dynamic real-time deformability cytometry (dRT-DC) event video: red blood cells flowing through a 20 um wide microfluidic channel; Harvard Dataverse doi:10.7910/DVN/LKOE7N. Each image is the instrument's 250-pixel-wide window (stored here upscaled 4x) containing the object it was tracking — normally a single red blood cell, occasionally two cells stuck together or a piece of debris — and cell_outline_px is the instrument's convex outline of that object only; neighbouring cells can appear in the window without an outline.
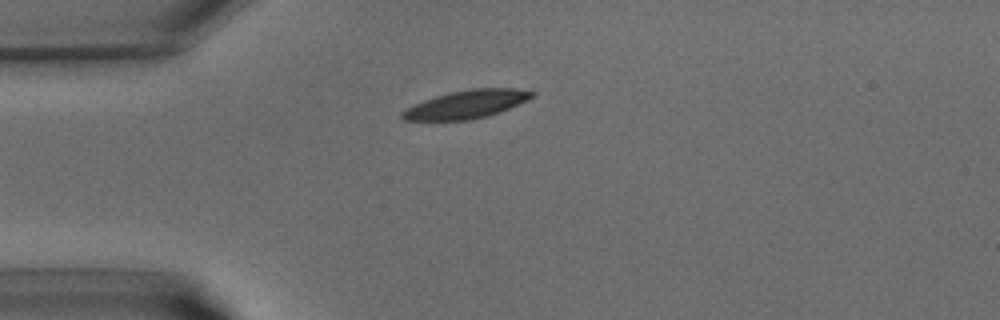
{"species": "common noctule bat (a hibernating species)", "species_latin": "Nyctalus noctula", "temperature_condition": "warm", "stored_images_in_passage": 31, "camera_frame_rate_fps": 3000, "um_per_image_px": 0.085, "animal": {"sex": "male", "body_mass_g": 15.6}, "frame": {"image": 1, "passage_image": 1, "time_ms": 0.0, "image_size_px": [1000, 320], "cell_outline_px": [[536, 96], [528, 100], [500, 112], [488, 116], [468, 120], [404, 120], [400, 116], [400, 112], [424, 100], [436, 96], [452, 92], [472, 88], [516, 88], [536, 92]], "centroid_in_image_um": [39.71, 8.86], "position_along_channel_um": 45.3, "area_um2": 21.21}}
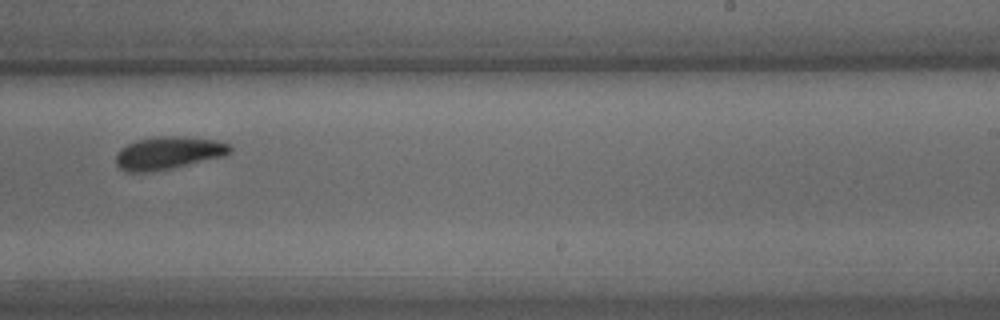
{"frame": {"image": 2, "passage_image": 16, "time_ms": 5.0, "image_size_px": [1000, 320], "cell_outline_px": [[232, 152], [224, 156], [172, 168], [148, 172], [128, 172], [120, 168], [116, 164], [116, 152], [120, 148], [136, 140], [160, 136], [184, 136], [216, 140], [232, 144]], "centroid_in_image_um": [14.33, 12.99], "position_along_channel_um": 274.7, "area_um2": 21.91}}
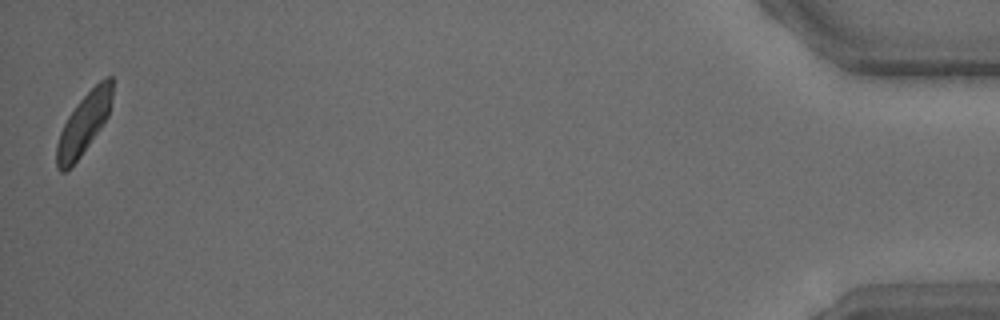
{"frame": {"image": 3, "passage_image": 31, "time_ms": 10.0, "image_size_px": [1000, 320], "cell_outline_px": [[112, 96], [108, 116], [100, 128], [80, 156], [64, 172], [60, 172], [56, 168], [56, 144], [60, 132], [68, 116], [76, 104], [104, 76], [112, 76]], "centroid_in_image_um": [7.11, 10.5], "position_along_channel_um": 428.1, "area_um2": 19.36}}